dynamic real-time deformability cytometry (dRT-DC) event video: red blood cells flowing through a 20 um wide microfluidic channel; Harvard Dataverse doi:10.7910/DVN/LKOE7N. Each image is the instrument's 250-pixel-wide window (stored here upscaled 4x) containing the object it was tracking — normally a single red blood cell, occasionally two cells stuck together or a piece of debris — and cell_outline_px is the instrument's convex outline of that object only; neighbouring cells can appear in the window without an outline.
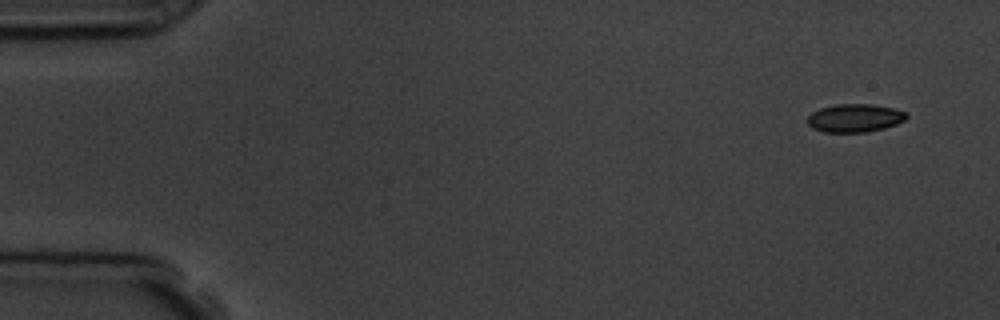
{"species": "common noctule bat (a hibernating species)", "species_latin": "Nyctalus noctula", "temperature_condition": "room temperature", "stored_images_in_passage": 5, "camera_frame_rate_fps": 3000, "um_per_image_px": 0.085, "animal": {"sex": "male", "body_mass_g": 19.5, "forearm_length_mm": 54.6}, "frame": {"image": 1, "passage_image": 1, "time_ms": 0.0, "image_size_px": [1000, 320], "cell_outline_px": [[908, 116], [904, 120], [896, 124], [884, 128], [868, 132], [824, 132], [812, 128], [808, 124], [808, 116], [812, 112], [820, 108], [836, 104], [872, 104], [892, 108], [908, 112]], "centroid_in_image_um": [72.66, 10.03], "position_along_channel_um": 12.3, "area_um2": 16.3}}
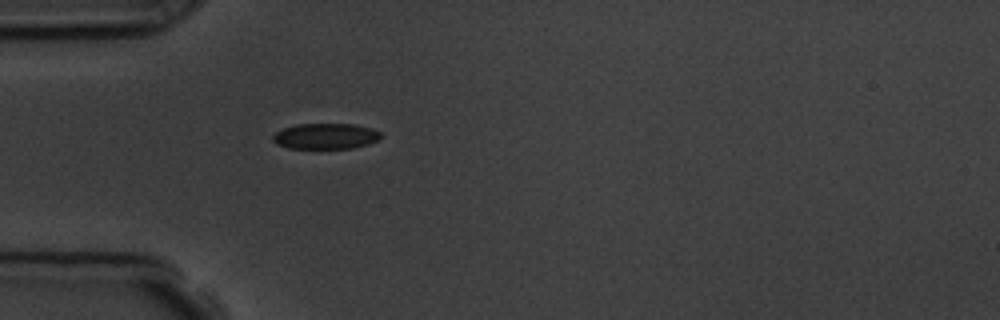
{"frame": {"image": 2, "passage_image": 5, "time_ms": 4.333, "image_size_px": [1000, 320], "cell_outline_px": [[380, 140], [368, 144], [352, 148], [288, 148], [276, 144], [272, 140], [272, 136], [276, 132], [284, 128], [296, 124], [356, 124], [372, 128], [380, 132]], "centroid_in_image_um": [27.68, 11.57], "position_along_channel_um": 57.3, "area_um2": 16.24}}